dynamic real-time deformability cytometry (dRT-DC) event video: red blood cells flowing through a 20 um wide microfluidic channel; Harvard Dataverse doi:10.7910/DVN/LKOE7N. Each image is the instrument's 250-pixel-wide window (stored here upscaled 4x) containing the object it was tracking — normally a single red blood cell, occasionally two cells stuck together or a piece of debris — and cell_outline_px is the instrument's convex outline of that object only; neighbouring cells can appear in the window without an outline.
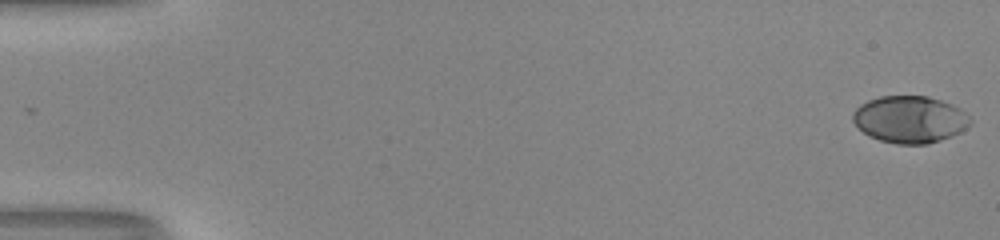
{"species": "human", "species_latin": "Homo sapiens", "temperature_condition": "room temperature", "stored_images_in_passage": 54, "camera_frame_rate_fps": 3000, "um_per_image_px": 0.085, "donor": {"sex": "male"}, "frame": {"image": 1, "passage_image": 1, "time_ms": 0.0, "image_size_px": [1000, 240], "cell_outline_px": [[972, 124], [960, 132], [952, 136], [928, 144], [896, 144], [880, 140], [868, 136], [852, 120], [852, 112], [860, 104], [868, 100], [880, 96], [928, 96], [940, 100], [960, 108], [972, 120]], "centroid_in_image_um": [77.33, 10.15], "position_along_channel_um": 7.7, "area_um2": 32.25}}
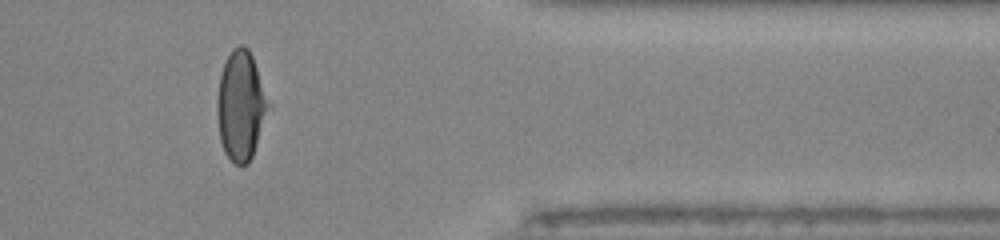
{"frame": {"image": 2, "passage_image": 45, "time_ms": 14.667, "image_size_px": [1000, 240], "cell_outline_px": [[268, 104], [256, 144], [252, 156], [248, 164], [236, 164], [224, 152], [220, 140], [216, 112], [216, 100], [220, 72], [232, 48], [240, 44], [244, 44], [248, 48], [252, 56]], "centroid_in_image_um": [20.4, 8.95], "position_along_channel_um": 391.0, "area_um2": 31.79}}
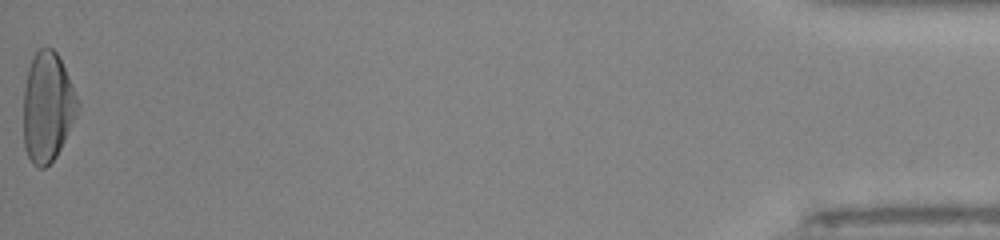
{"frame": {"image": 3, "passage_image": 54, "time_ms": 17.667, "image_size_px": [1000, 240], "cell_outline_px": [[80, 108], [56, 156], [44, 168], [40, 168], [32, 164], [24, 148], [24, 88], [28, 68], [32, 56], [40, 48], [52, 48], [56, 52], [64, 68], [80, 104]], "centroid_in_image_um": [4.02, 9.1], "position_along_channel_um": 431.2, "area_um2": 34.33}, "authors_computed_cell_mechanics": {"area_um2": 32.1946, "velocity_mm_per_s": 4.0104, "shape_relaxation_time_tau1_ms": 3.8287, "shape_relaxation_time_tau2_ms": 0.8896, "deformation_change_tau1": 0.2088, "deformation_change_tau2": 0.0426}}